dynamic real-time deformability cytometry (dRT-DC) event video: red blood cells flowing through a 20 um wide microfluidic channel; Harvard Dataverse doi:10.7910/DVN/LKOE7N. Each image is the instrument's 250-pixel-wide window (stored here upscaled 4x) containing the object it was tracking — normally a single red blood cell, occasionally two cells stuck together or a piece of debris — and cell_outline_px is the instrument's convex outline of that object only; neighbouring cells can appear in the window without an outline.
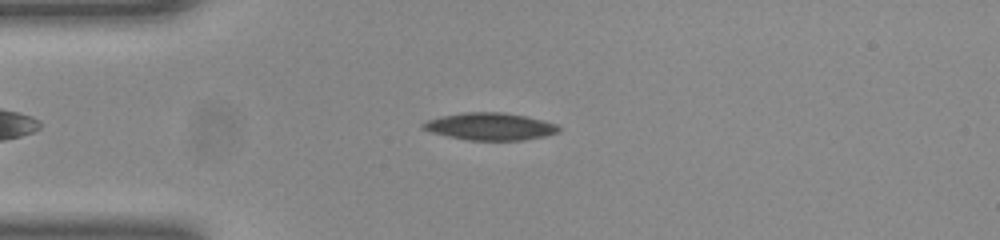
{"species": "common noctule bat (a hibernating species)", "species_latin": "Nyctalus noctula", "temperature_condition": "room temperature", "stored_images_in_passage": 48, "camera_frame_rate_fps": 3000, "um_per_image_px": 0.085, "animal": {"sex": "female", "body_mass_g": 23.0, "forearm_length_mm": 53.4}, "frame": {"image": 1, "passage_image": 9, "time_ms": 2.667, "image_size_px": [1000, 240], "cell_outline_px": [[560, 132], [544, 136], [524, 140], [468, 140], [448, 136], [432, 132], [420, 128], [420, 124], [428, 120], [440, 116], [464, 112], [500, 112], [524, 116], [544, 120], [556, 124], [560, 128]], "centroid_in_image_um": [41.64, 10.75], "position_along_channel_um": 43.4, "area_um2": 21.56}}
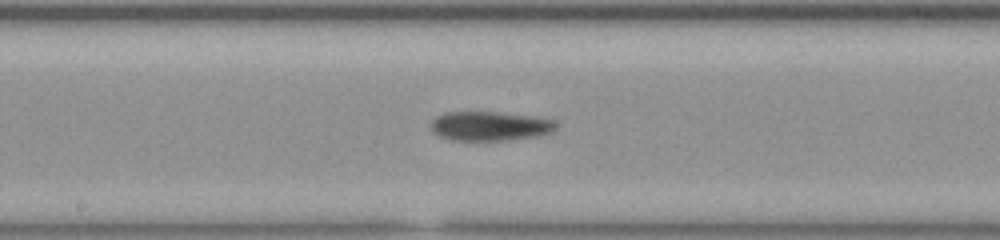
{"frame": {"image": 2, "passage_image": 23, "time_ms": 7.333, "image_size_px": [1000, 240], "cell_outline_px": [[556, 128], [552, 132], [540, 136], [504, 140], [452, 140], [440, 136], [432, 132], [432, 120], [436, 116], [444, 112], [496, 112], [536, 116], [552, 120], [556, 124]], "centroid_in_image_um": [41.65, 10.71], "position_along_channel_um": 206.6, "area_um2": 21.39}}
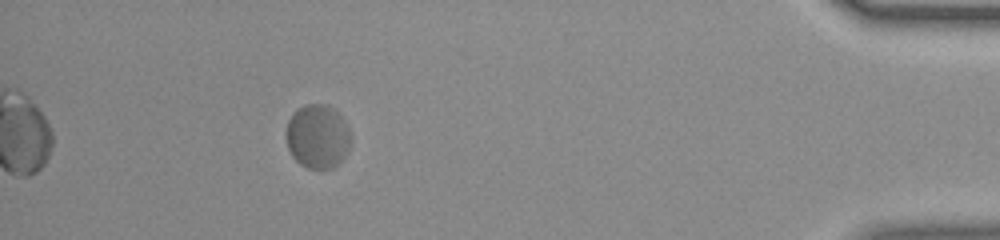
{"frame": {"image": 3, "passage_image": 43, "time_ms": 14.0, "image_size_px": [1000, 240], "cell_outline_px": [[352, 140], [344, 156], [332, 168], [308, 168], [300, 164], [292, 156], [288, 148], [284, 132], [288, 120], [304, 104], [328, 104], [344, 120], [348, 128]], "centroid_in_image_um": [26.98, 11.59], "position_along_channel_um": 408.2, "area_um2": 23.99}, "authors_computed_cell_mechanics": {"area_um2": 21.8484, "velocity_mm_per_s": 3.9157, "shape_relaxation_time_tau1_ms": null, "shape_relaxation_time_tau2_ms": 2.7942, "deformation_change_tau1": null, "deformation_change_tau2": 0.0649}}